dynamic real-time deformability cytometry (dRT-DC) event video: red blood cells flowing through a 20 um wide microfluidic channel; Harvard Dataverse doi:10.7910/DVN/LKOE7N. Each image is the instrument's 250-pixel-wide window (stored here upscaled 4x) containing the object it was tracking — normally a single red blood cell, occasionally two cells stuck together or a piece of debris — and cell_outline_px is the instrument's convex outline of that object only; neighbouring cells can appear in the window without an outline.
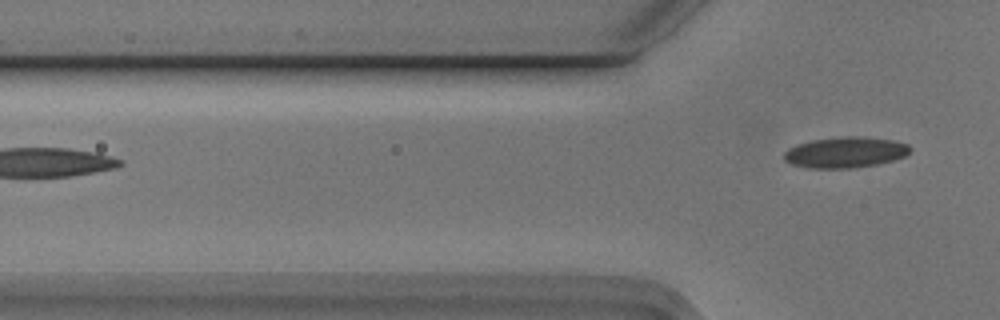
{"species": "Egyptian fruit bat (a non-hibernating species)", "species_latin": "Rousettus aegyptiacus", "temperature_condition": "cold", "stored_images_in_passage": 3, "camera_frame_rate_fps": 3000, "um_per_image_px": 0.085, "animal": {"sex": "male"}, "frame": {"image": 1, "passage_image": 3, "time_ms": 0.667, "image_size_px": [1000, 320], "cell_outline_px": [[912, 148], [904, 156], [892, 160], [876, 164], [852, 168], [808, 168], [792, 164], [784, 160], [784, 152], [788, 148], [812, 140], [840, 136], [860, 136], [892, 140], [908, 144]], "centroid_in_image_um": [71.84, 12.94], "position_along_channel_um": 54.0, "area_um2": 22.54}}